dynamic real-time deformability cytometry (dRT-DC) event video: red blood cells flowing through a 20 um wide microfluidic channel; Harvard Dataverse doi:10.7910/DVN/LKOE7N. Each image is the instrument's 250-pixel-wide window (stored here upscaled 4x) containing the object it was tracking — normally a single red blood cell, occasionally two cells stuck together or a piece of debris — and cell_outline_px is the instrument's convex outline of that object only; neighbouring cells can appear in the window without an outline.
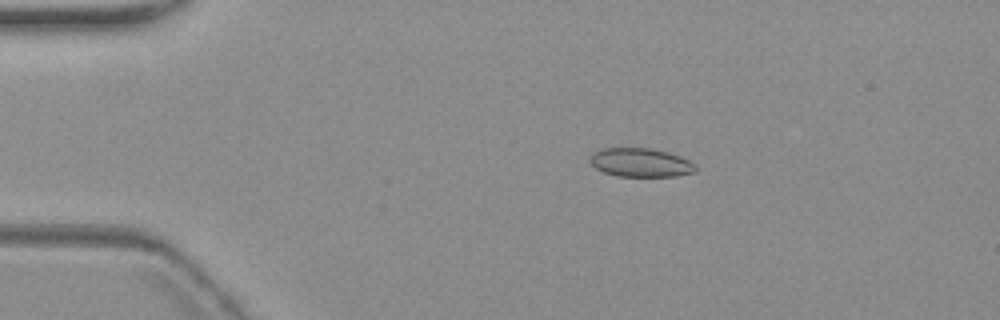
{"species": "common noctule bat (a hibernating species)", "species_latin": "Nyctalus noctula", "temperature_condition": "warm", "stored_images_in_passage": 8, "camera_frame_rate_fps": 3000, "um_per_image_px": 0.085, "animal": {"sex": "female", "body_mass_g": 19.3, "forearm_length_mm": 54.1}, "frame": {"image": 1, "passage_image": 2, "time_ms": 1.0, "image_size_px": [1000, 320], "cell_outline_px": [[696, 172], [676, 176], [616, 176], [604, 172], [596, 168], [588, 160], [588, 156], [592, 152], [604, 148], [648, 148], [668, 152], [680, 156], [696, 164]], "centroid_in_image_um": [54.43, 13.81], "position_along_channel_um": 30.6, "area_um2": 17.8}}
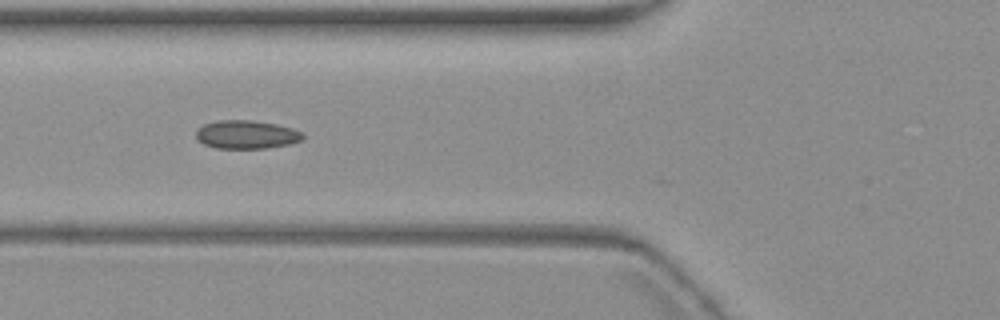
{"frame": {"image": 2, "passage_image": 5, "time_ms": 4.667, "image_size_px": [1000, 320], "cell_outline_px": [[304, 140], [288, 144], [268, 148], [216, 148], [204, 144], [196, 140], [196, 128], [204, 124], [216, 120], [252, 120], [276, 124], [292, 128], [304, 132]], "centroid_in_image_um": [20.94, 11.43], "position_along_channel_um": 104.9, "area_um2": 17.92}}
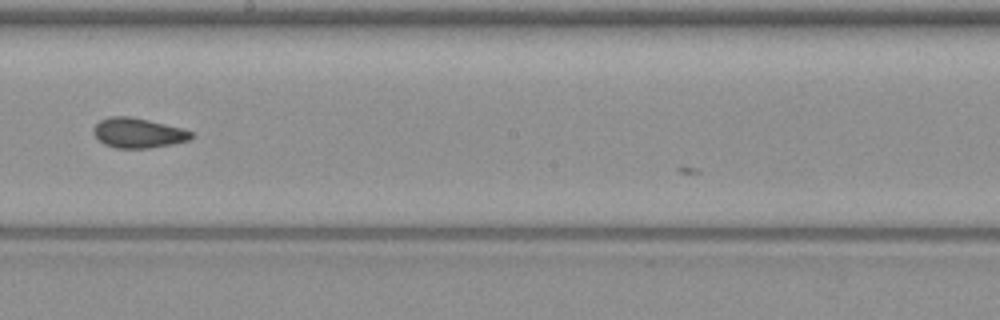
{"frame": {"image": 3, "passage_image": 8, "time_ms": 8.333, "image_size_px": [1000, 320], "cell_outline_px": [[192, 136], [188, 140], [172, 144], [152, 148], [116, 148], [104, 144], [92, 132], [92, 128], [100, 120], [108, 116], [128, 116], [148, 120], [184, 128], [192, 132]], "centroid_in_image_um": [11.72, 11.29], "position_along_channel_um": 236.5, "area_um2": 17.05}}